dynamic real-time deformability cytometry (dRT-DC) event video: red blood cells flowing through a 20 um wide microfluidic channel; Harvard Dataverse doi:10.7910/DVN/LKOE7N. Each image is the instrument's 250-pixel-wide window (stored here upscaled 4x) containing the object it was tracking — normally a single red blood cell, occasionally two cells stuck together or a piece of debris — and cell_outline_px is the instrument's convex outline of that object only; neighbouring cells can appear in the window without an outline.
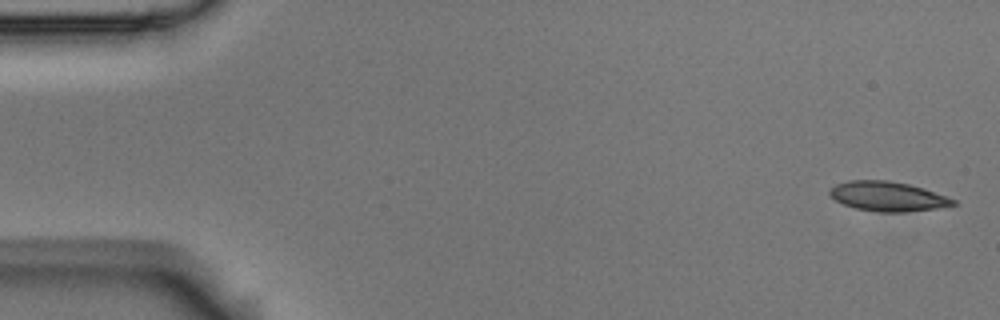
{"species": "Egyptian fruit bat (a non-hibernating species)", "species_latin": "Rousettus aegyptiacus", "temperature_condition": "room temperature", "stored_images_in_passage": 6, "camera_frame_rate_fps": 3000, "um_per_image_px": 0.085, "animal": {"sex": "male"}, "frame": {"image": 1, "passage_image": 1, "time_ms": 0.0, "image_size_px": [1000, 320], "cell_outline_px": [[956, 204], [936, 208], [904, 212], [880, 212], [856, 208], [844, 204], [836, 200], [828, 192], [836, 184], [848, 180], [888, 180], [908, 184], [924, 188], [956, 200]], "centroid_in_image_um": [75.45, 16.68], "position_along_channel_um": 9.5, "area_um2": 21.04}}
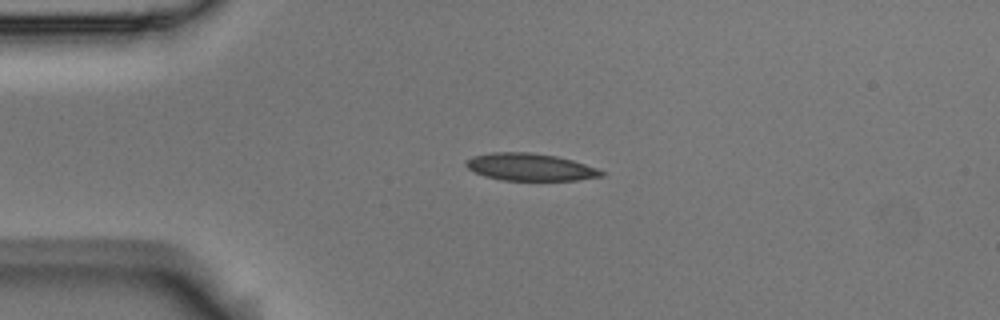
{"frame": {"image": 2, "passage_image": 4, "time_ms": 1.0, "image_size_px": [1000, 320], "cell_outline_px": [[604, 176], [576, 180], [504, 180], [484, 176], [468, 168], [464, 164], [472, 156], [492, 152], [528, 152], [556, 156], [572, 160], [596, 168], [604, 172]], "centroid_in_image_um": [45.05, 14.2], "position_along_channel_um": 39.9, "area_um2": 21.33}}